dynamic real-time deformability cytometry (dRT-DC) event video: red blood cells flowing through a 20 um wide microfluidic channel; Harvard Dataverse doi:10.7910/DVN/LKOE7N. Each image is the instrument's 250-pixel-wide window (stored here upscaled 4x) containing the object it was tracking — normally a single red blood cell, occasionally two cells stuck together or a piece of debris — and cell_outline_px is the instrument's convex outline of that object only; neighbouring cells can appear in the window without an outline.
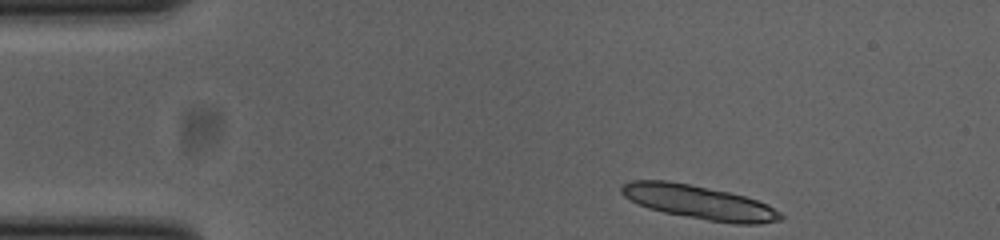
{"species": "common noctule bat (a hibernating species)", "species_latin": "Nyctalus noctula", "temperature_condition": "cold", "stored_images_in_passage": 47, "camera_frame_rate_fps": 3000, "um_per_image_px": 0.085, "animal": {"sex": "female", "body_mass_g": 23.0, "forearm_length_mm": 53.4}, "frame": {"image": 1, "passage_image": 1, "time_ms": 0.0, "image_size_px": [1000, 240], "cell_outline_px": [[784, 220], [760, 224], [732, 224], [708, 220], [664, 212], [648, 208], [624, 196], [620, 192], [620, 188], [624, 184], [632, 180], [668, 180], [728, 192], [744, 196], [768, 204], [780, 212], [784, 216]], "centroid_in_image_um": [59.47, 17.2], "position_along_channel_um": 25.5, "area_um2": 31.21}}
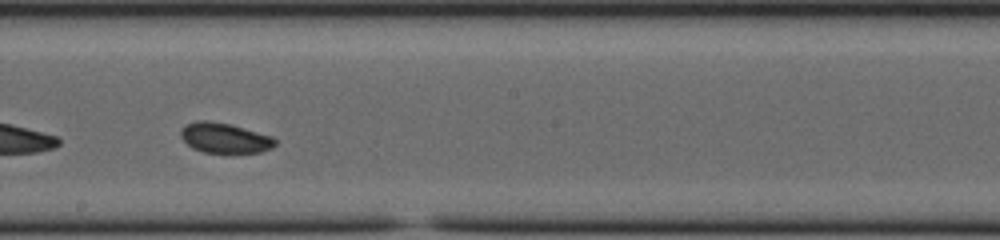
{"frame": {"image": 2, "passage_image": 23, "time_ms": 7.333, "image_size_px": [1000, 240], "cell_outline_px": [[276, 144], [272, 148], [260, 152], [204, 152], [192, 148], [180, 136], [180, 128], [184, 124], [196, 120], [208, 120], [232, 124], [272, 136], [276, 140]], "centroid_in_image_um": [19.07, 11.7], "position_along_channel_um": 229.1, "area_um2": 16.7}}
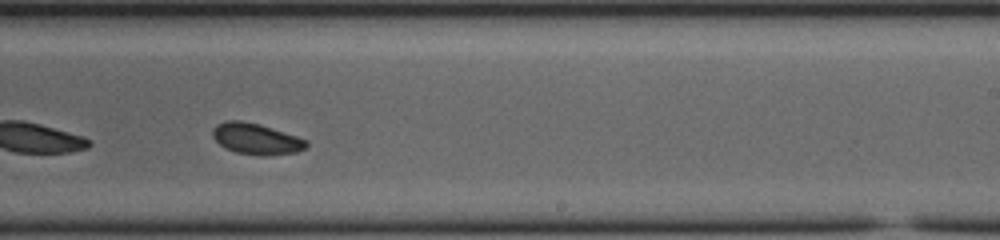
{"frame": {"image": 3, "passage_image": 26, "time_ms": 8.333, "image_size_px": [1000, 240], "cell_outline_px": [[308, 148], [296, 152], [260, 156], [236, 152], [224, 148], [212, 136], [212, 128], [216, 124], [224, 120], [240, 120], [260, 124], [308, 140]], "centroid_in_image_um": [21.76, 11.79], "position_along_channel_um": 267.2, "area_um2": 17.11}, "authors_computed_cell_mechanics": {"area_um2": 16.9354, "velocity_mm_per_s": 3.8222, "shape_relaxation_time_tau1_ms": 6.0568, "shape_relaxation_time_tau2_ms": 4.0361, "deformation_change_tau1": 0.0791, "deformation_change_tau2": 0.0687}}